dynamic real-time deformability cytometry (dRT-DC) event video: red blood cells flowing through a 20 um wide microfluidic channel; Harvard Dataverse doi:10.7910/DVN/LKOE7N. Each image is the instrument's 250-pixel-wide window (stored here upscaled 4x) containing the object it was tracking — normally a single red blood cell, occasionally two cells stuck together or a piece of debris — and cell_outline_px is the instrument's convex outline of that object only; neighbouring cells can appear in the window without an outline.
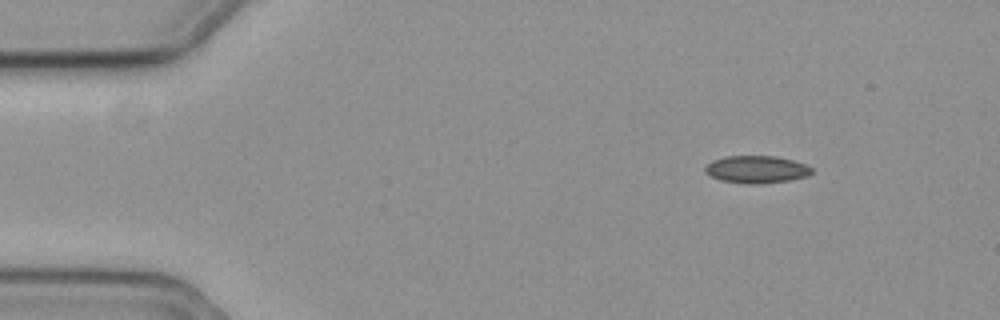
{"species": "common noctule bat (a hibernating species)", "species_latin": "Nyctalus noctula", "temperature_condition": "cold", "stored_images_in_passage": 5, "camera_frame_rate_fps": 3000, "um_per_image_px": 0.085, "animal": {"sex": "female", "body_mass_g": 19.3, "forearm_length_mm": 54.1}, "frame": {"image": 1, "passage_image": 1, "time_ms": 0.0, "image_size_px": [1000, 320], "cell_outline_px": [[812, 172], [808, 176], [788, 180], [764, 184], [748, 184], [720, 180], [704, 172], [704, 168], [712, 160], [724, 156], [776, 156], [792, 160], [804, 164], [812, 168]], "centroid_in_image_um": [64.28, 14.4], "position_along_channel_um": 20.7, "area_um2": 17.05}}